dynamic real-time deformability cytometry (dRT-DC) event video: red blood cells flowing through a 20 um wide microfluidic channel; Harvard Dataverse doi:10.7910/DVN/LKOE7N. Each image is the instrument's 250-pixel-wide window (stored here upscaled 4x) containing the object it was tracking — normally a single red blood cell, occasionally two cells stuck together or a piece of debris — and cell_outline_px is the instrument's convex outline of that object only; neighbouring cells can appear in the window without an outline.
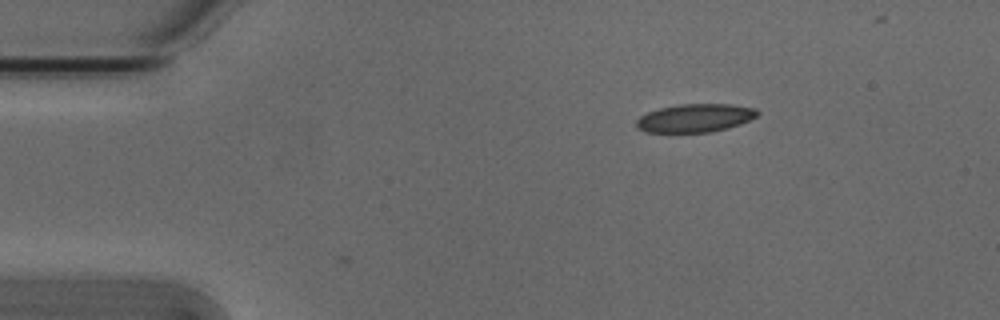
{"species": "Egyptian fruit bat (a non-hibernating species)", "species_latin": "Rousettus aegyptiacus", "temperature_condition": "cold", "stored_images_in_passage": 4, "camera_frame_rate_fps": 3000, "um_per_image_px": 0.085, "animal": {"sex": "male"}, "frame": {"image": 1, "passage_image": 1, "time_ms": 0.0, "image_size_px": [1000, 320], "cell_outline_px": [[760, 112], [756, 116], [740, 124], [728, 128], [712, 132], [644, 132], [636, 128], [636, 120], [640, 116], [648, 112], [660, 108], [680, 104], [732, 104], [756, 108]], "centroid_in_image_um": [59.08, 10.03], "position_along_channel_um": 25.9, "area_um2": 20.0}}